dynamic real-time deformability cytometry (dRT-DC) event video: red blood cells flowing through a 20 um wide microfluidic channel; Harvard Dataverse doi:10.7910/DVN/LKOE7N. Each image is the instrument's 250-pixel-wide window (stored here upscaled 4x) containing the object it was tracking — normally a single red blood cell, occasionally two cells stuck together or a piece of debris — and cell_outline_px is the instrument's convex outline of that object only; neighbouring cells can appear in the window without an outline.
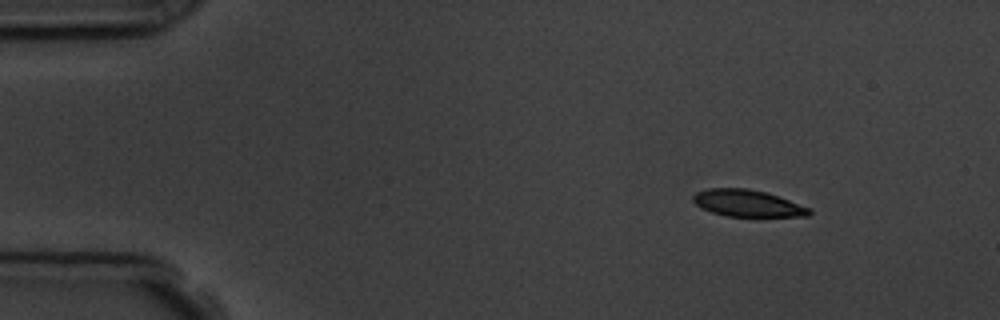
{"species": "common noctule bat (a hibernating species)", "species_latin": "Nyctalus noctula", "temperature_condition": "room temperature", "stored_images_in_passage": 8, "camera_frame_rate_fps": 3000, "um_per_image_px": 0.085, "animal": {"sex": "male", "body_mass_g": 19.5, "forearm_length_mm": 54.6}, "frame": {"image": 1, "passage_image": 1, "time_ms": 0.0, "image_size_px": [1000, 320], "cell_outline_px": [[812, 212], [808, 216], [728, 216], [712, 212], [700, 208], [692, 200], [692, 196], [696, 192], [708, 188], [748, 188], [764, 192], [812, 208]], "centroid_in_image_um": [63.51, 17.27], "position_along_channel_um": 21.5, "area_um2": 18.03}}
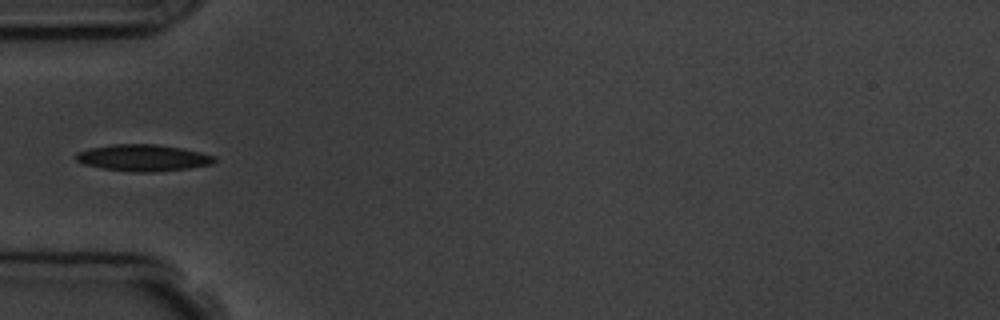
{"frame": {"image": 2, "passage_image": 4, "time_ms": 3.667, "image_size_px": [1000, 320], "cell_outline_px": [[216, 160], [212, 164], [192, 168], [152, 172], [132, 172], [104, 168], [84, 164], [76, 160], [76, 152], [92, 148], [112, 144], [156, 144], [184, 148], [216, 156]], "centroid_in_image_um": [12.21, 13.41], "position_along_channel_um": 72.8, "area_um2": 21.5}}